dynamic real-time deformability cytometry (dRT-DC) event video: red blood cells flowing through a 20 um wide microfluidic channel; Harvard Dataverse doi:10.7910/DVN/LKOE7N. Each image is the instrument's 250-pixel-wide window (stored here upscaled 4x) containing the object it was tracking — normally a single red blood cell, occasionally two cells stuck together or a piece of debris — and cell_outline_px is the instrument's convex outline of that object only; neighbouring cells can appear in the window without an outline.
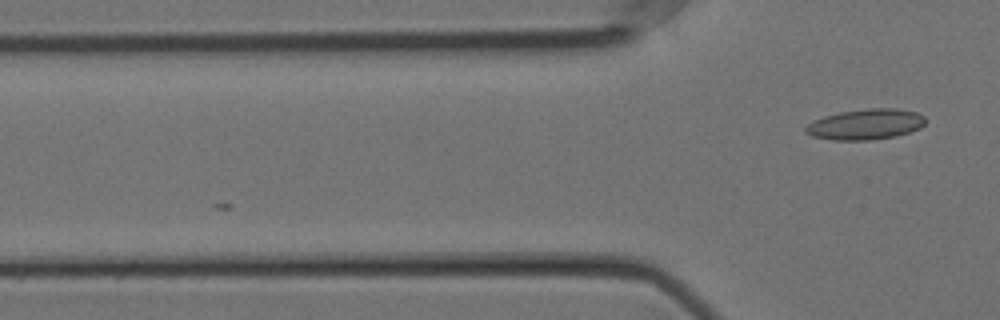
{"species": "Egyptian fruit bat (a non-hibernating species)", "species_latin": "Rousettus aegyptiacus", "temperature_condition": "cold", "stored_images_in_passage": 5, "camera_frame_rate_fps": 3000, "um_per_image_px": 0.085, "animal": {"sex": "female"}, "frame": {"image": 1, "passage_image": 5, "time_ms": 1.333, "image_size_px": [1000, 320], "cell_outline_px": [[924, 124], [920, 128], [896, 136], [868, 140], [832, 140], [812, 136], [804, 132], [804, 128], [812, 120], [824, 116], [840, 112], [868, 108], [896, 108], [916, 112], [924, 116]], "centroid_in_image_um": [73.54, 10.56], "position_along_channel_um": 52.3, "area_um2": 21.39}}